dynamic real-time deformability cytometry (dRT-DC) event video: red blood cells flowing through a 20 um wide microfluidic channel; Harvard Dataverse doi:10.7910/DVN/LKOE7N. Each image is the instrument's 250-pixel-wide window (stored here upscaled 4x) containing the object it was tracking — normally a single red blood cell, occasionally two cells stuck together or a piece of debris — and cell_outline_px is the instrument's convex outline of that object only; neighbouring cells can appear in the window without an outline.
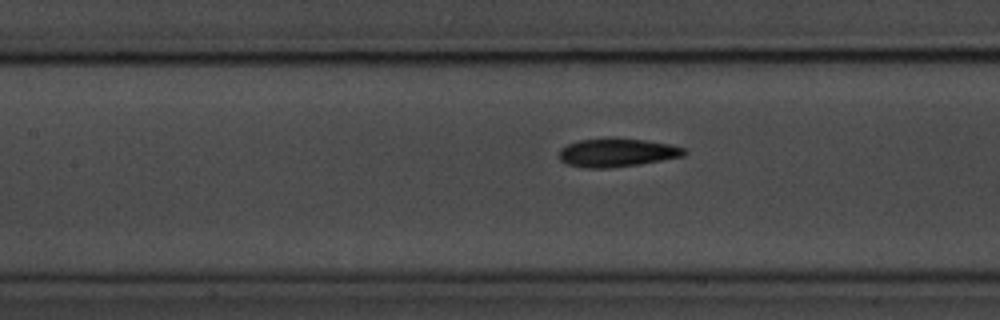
{"species": "common noctule bat (a hibernating species)", "species_latin": "Nyctalus noctula", "temperature_condition": "room temperature", "stored_images_in_passage": 32, "camera_frame_rate_fps": 3000, "um_per_image_px": 0.085, "animal": {"sex": "male", "body_mass_g": 20.1, "forearm_length_mm": 53.5}, "frame": {"image": 1, "passage_image": 19, "time_ms": 6.0, "image_size_px": [1000, 320], "cell_outline_px": [[688, 152], [684, 156], [640, 164], [608, 168], [584, 168], [568, 164], [560, 160], [560, 148], [568, 144], [580, 140], [608, 136], [612, 136], [644, 140], [668, 144], [684, 148]], "centroid_in_image_um": [52.43, 12.95], "position_along_channel_um": 155.0, "area_um2": 21.04}}